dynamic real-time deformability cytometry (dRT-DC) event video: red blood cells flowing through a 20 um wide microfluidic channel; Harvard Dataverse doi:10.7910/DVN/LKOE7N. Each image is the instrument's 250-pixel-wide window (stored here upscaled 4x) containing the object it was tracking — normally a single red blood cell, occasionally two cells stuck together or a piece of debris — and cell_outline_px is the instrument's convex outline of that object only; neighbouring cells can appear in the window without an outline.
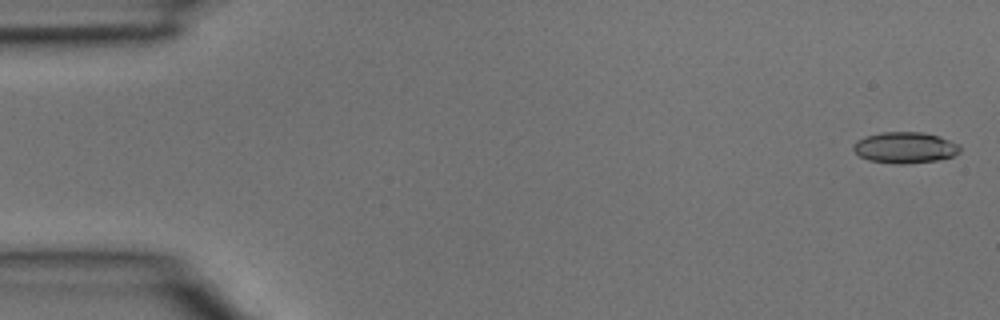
{"species": "common noctule bat (a hibernating species)", "species_latin": "Nyctalus noctula", "temperature_condition": "room temperature", "stored_images_in_passage": 4, "camera_frame_rate_fps": 3000, "um_per_image_px": 0.085, "animal": {"sex": "male", "body_mass_g": 15.6}, "frame": {"image": 1, "passage_image": 1, "time_ms": 0.0, "image_size_px": [1000, 320], "cell_outline_px": [[960, 152], [952, 156], [936, 160], [904, 164], [900, 164], [868, 160], [860, 156], [852, 148], [852, 144], [856, 140], [864, 136], [880, 132], [924, 132], [940, 136], [960, 144]], "centroid_in_image_um": [76.91, 12.53], "position_along_channel_um": 8.1, "area_um2": 19.48}}